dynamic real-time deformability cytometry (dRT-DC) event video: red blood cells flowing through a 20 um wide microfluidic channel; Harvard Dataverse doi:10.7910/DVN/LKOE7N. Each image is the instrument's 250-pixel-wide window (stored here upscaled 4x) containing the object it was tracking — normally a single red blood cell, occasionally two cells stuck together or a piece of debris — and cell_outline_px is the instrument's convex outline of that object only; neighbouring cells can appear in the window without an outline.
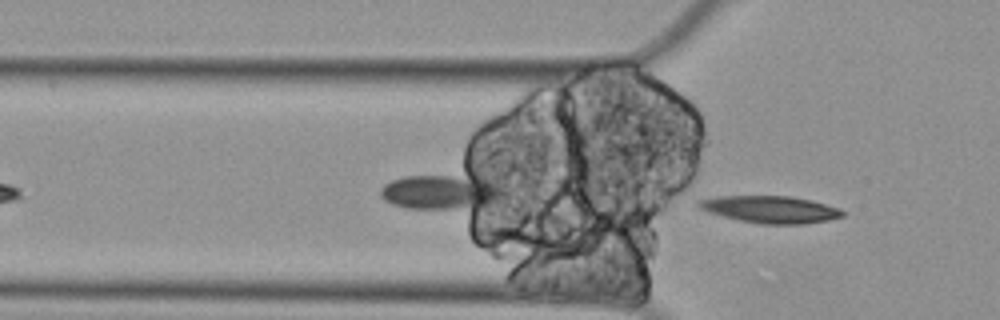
{"species": "Egyptian fruit bat (a non-hibernating species)", "species_latin": "Rousettus aegyptiacus", "temperature_condition": "cold", "stored_images_in_passage": 2, "camera_frame_rate_fps": 3000, "um_per_image_px": 0.085, "animal": {"sex": "female"}, "frame": {"image": 1, "passage_image": 2, "time_ms": 0.333, "image_size_px": [1000, 320], "cell_outline_px": [[844, 216], [828, 220], [804, 224], [764, 224], [740, 220], [708, 212], [700, 208], [696, 204], [696, 200], [716, 196], [792, 196], [812, 200], [840, 208], [844, 212]], "centroid_in_image_um": [65.49, 17.79], "position_along_channel_um": 60.3, "area_um2": 22.77}}